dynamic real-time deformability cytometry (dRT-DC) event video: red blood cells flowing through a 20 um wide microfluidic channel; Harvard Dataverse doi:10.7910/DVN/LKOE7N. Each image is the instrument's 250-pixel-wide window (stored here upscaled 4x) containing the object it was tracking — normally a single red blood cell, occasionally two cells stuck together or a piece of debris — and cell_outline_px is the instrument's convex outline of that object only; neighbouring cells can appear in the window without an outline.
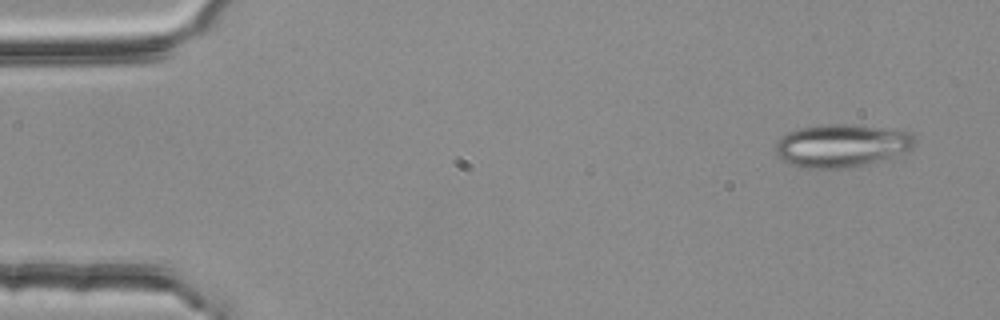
{"species": "common noctule bat (a hibernating species)", "species_latin": "Nyctalus noctula", "temperature_condition": "room temperature", "stored_images_in_passage": 4, "camera_frame_rate_fps": 3000, "um_per_image_px": 0.085, "animal": {"sex": "female", "body_mass_g": 25.1}, "frame": {"image": 1, "passage_image": 1, "time_ms": 0.0, "image_size_px": [1000, 320], "cell_outline_px": [[916, 144], [912, 148], [896, 156], [864, 164], [844, 168], [800, 168], [784, 160], [776, 152], [776, 144], [780, 136], [788, 132], [800, 128], [832, 124], [852, 124], [912, 132], [916, 136]], "centroid_in_image_um": [71.57, 12.37], "position_along_channel_um": 13.4, "area_um2": 34.68}}